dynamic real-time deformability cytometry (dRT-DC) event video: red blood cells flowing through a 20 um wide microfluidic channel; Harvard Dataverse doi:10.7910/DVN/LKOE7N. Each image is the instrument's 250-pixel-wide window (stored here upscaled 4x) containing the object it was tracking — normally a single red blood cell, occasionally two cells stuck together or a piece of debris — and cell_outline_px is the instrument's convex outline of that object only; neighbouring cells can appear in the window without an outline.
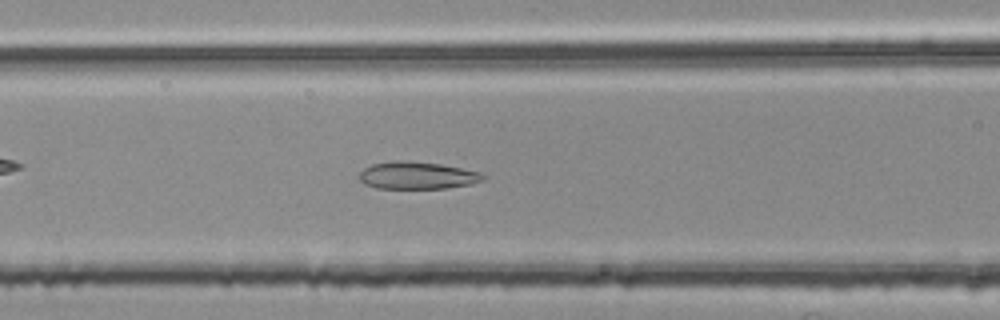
{"species": "common noctule bat (a hibernating species)", "species_latin": "Nyctalus noctula", "temperature_condition": "room temperature", "stored_images_in_passage": 48, "camera_frame_rate_fps": 3000, "um_per_image_px": 0.085, "animal": {"sex": "female", "body_mass_g": 25.1}, "frame": {"image": 1, "passage_image": 22, "time_ms": 7.0, "image_size_px": [1000, 320], "cell_outline_px": [[488, 176], [484, 180], [472, 184], [444, 188], [376, 188], [364, 184], [360, 180], [360, 172], [364, 168], [372, 164], [440, 164], [480, 172]], "centroid_in_image_um": [35.55, 14.97], "position_along_channel_um": 131.1, "area_um2": 18.61}}
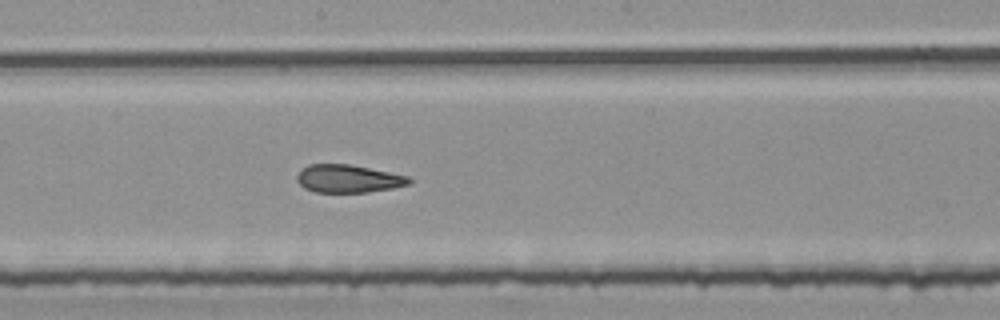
{"frame": {"image": 2, "passage_image": 29, "time_ms": 9.333, "image_size_px": [1000, 320], "cell_outline_px": [[412, 184], [392, 188], [368, 192], [316, 192], [304, 188], [296, 180], [296, 176], [300, 168], [308, 164], [348, 164], [408, 176], [412, 180]], "centroid_in_image_um": [29.57, 15.19], "position_along_channel_um": 218.6, "area_um2": 18.26}}
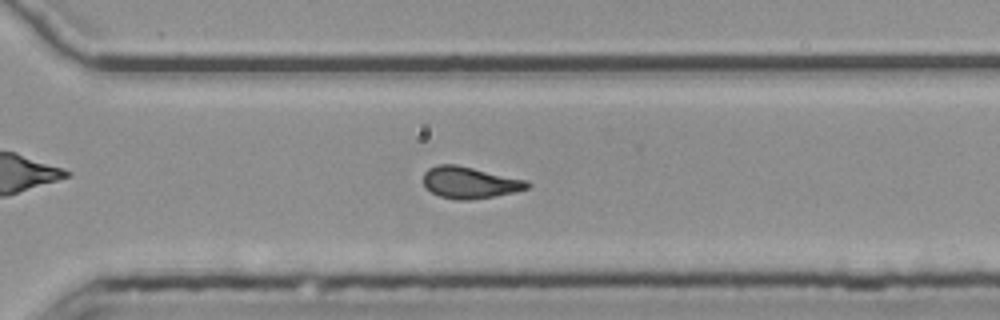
{"frame": {"image": 3, "passage_image": 38, "time_ms": 12.333, "image_size_px": [1000, 320], "cell_outline_px": [[532, 184], [528, 188], [516, 192], [468, 200], [456, 200], [440, 196], [424, 188], [424, 172], [428, 168], [436, 164], [456, 164], [528, 180]], "centroid_in_image_um": [39.93, 15.51], "position_along_channel_um": 330.7, "area_um2": 19.31}, "authors_computed_cell_mechanics": {"area_um2": 20.2589, "velocity_mm_per_s": 3.7483, "shape_relaxation_time_tau1_ms": null, "shape_relaxation_time_tau2_ms": 2.2523, "deformation_change_tau1": null, "deformation_change_tau2": 0.1011}}